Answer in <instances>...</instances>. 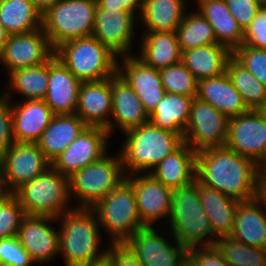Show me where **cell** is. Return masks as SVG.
Here are the masks:
<instances>
[{"mask_svg":"<svg viewBox=\"0 0 266 266\" xmlns=\"http://www.w3.org/2000/svg\"><path fill=\"white\" fill-rule=\"evenodd\" d=\"M196 97L209 103L217 111L227 115L229 118L249 110L241 94L232 84L227 72L217 77L198 81Z\"/></svg>","mask_w":266,"mask_h":266,"instance_id":"484cf974","label":"cell"},{"mask_svg":"<svg viewBox=\"0 0 266 266\" xmlns=\"http://www.w3.org/2000/svg\"><path fill=\"white\" fill-rule=\"evenodd\" d=\"M86 127L76 114L54 115L37 142L39 149L52 164Z\"/></svg>","mask_w":266,"mask_h":266,"instance_id":"f546056e","label":"cell"},{"mask_svg":"<svg viewBox=\"0 0 266 266\" xmlns=\"http://www.w3.org/2000/svg\"><path fill=\"white\" fill-rule=\"evenodd\" d=\"M1 159L5 183L11 193L51 167L37 143L15 142L1 154Z\"/></svg>","mask_w":266,"mask_h":266,"instance_id":"e0dca14e","label":"cell"},{"mask_svg":"<svg viewBox=\"0 0 266 266\" xmlns=\"http://www.w3.org/2000/svg\"><path fill=\"white\" fill-rule=\"evenodd\" d=\"M188 259L195 266H229L215 245L190 248Z\"/></svg>","mask_w":266,"mask_h":266,"instance_id":"bcb514c9","label":"cell"},{"mask_svg":"<svg viewBox=\"0 0 266 266\" xmlns=\"http://www.w3.org/2000/svg\"><path fill=\"white\" fill-rule=\"evenodd\" d=\"M0 22L9 35L42 28V15L30 0H0Z\"/></svg>","mask_w":266,"mask_h":266,"instance_id":"e575fe53","label":"cell"},{"mask_svg":"<svg viewBox=\"0 0 266 266\" xmlns=\"http://www.w3.org/2000/svg\"><path fill=\"white\" fill-rule=\"evenodd\" d=\"M189 0H143L138 18L142 31L176 32L190 7ZM189 4V5H188Z\"/></svg>","mask_w":266,"mask_h":266,"instance_id":"4316f807","label":"cell"},{"mask_svg":"<svg viewBox=\"0 0 266 266\" xmlns=\"http://www.w3.org/2000/svg\"><path fill=\"white\" fill-rule=\"evenodd\" d=\"M136 25H138V18L133 13L96 9L92 36L118 57L134 55L137 49L134 46L135 42H138L136 40L139 32Z\"/></svg>","mask_w":266,"mask_h":266,"instance_id":"4fadbf2b","label":"cell"},{"mask_svg":"<svg viewBox=\"0 0 266 266\" xmlns=\"http://www.w3.org/2000/svg\"><path fill=\"white\" fill-rule=\"evenodd\" d=\"M54 54L42 28L25 34L9 35L4 45L0 66L8 73L40 65Z\"/></svg>","mask_w":266,"mask_h":266,"instance_id":"ac0fdd59","label":"cell"},{"mask_svg":"<svg viewBox=\"0 0 266 266\" xmlns=\"http://www.w3.org/2000/svg\"><path fill=\"white\" fill-rule=\"evenodd\" d=\"M215 246L229 266H266V249L248 246L231 236L219 237Z\"/></svg>","mask_w":266,"mask_h":266,"instance_id":"74e56055","label":"cell"},{"mask_svg":"<svg viewBox=\"0 0 266 266\" xmlns=\"http://www.w3.org/2000/svg\"><path fill=\"white\" fill-rule=\"evenodd\" d=\"M106 257L112 266H142L125 244H110Z\"/></svg>","mask_w":266,"mask_h":266,"instance_id":"7dc6e473","label":"cell"},{"mask_svg":"<svg viewBox=\"0 0 266 266\" xmlns=\"http://www.w3.org/2000/svg\"><path fill=\"white\" fill-rule=\"evenodd\" d=\"M111 137L102 127L87 126L51 166L66 177L98 161L109 152Z\"/></svg>","mask_w":266,"mask_h":266,"instance_id":"9a60e30c","label":"cell"},{"mask_svg":"<svg viewBox=\"0 0 266 266\" xmlns=\"http://www.w3.org/2000/svg\"><path fill=\"white\" fill-rule=\"evenodd\" d=\"M260 168L266 172V160L262 163V165L260 166Z\"/></svg>","mask_w":266,"mask_h":266,"instance_id":"6f0895ef","label":"cell"},{"mask_svg":"<svg viewBox=\"0 0 266 266\" xmlns=\"http://www.w3.org/2000/svg\"><path fill=\"white\" fill-rule=\"evenodd\" d=\"M182 266H195L189 259Z\"/></svg>","mask_w":266,"mask_h":266,"instance_id":"11a10c76","label":"cell"},{"mask_svg":"<svg viewBox=\"0 0 266 266\" xmlns=\"http://www.w3.org/2000/svg\"><path fill=\"white\" fill-rule=\"evenodd\" d=\"M97 9L119 10L133 13L139 18L142 8L143 0H97Z\"/></svg>","mask_w":266,"mask_h":266,"instance_id":"c3c4849f","label":"cell"},{"mask_svg":"<svg viewBox=\"0 0 266 266\" xmlns=\"http://www.w3.org/2000/svg\"><path fill=\"white\" fill-rule=\"evenodd\" d=\"M228 10L243 31L256 17L261 6L254 0H225Z\"/></svg>","mask_w":266,"mask_h":266,"instance_id":"ee69618b","label":"cell"},{"mask_svg":"<svg viewBox=\"0 0 266 266\" xmlns=\"http://www.w3.org/2000/svg\"><path fill=\"white\" fill-rule=\"evenodd\" d=\"M121 156L125 175L149 173L183 143V138L148 121L123 133Z\"/></svg>","mask_w":266,"mask_h":266,"instance_id":"3957f363","label":"cell"},{"mask_svg":"<svg viewBox=\"0 0 266 266\" xmlns=\"http://www.w3.org/2000/svg\"><path fill=\"white\" fill-rule=\"evenodd\" d=\"M199 196L214 235L217 238L230 236L239 201L225 196L216 189L204 186L200 182Z\"/></svg>","mask_w":266,"mask_h":266,"instance_id":"d6a6232c","label":"cell"},{"mask_svg":"<svg viewBox=\"0 0 266 266\" xmlns=\"http://www.w3.org/2000/svg\"><path fill=\"white\" fill-rule=\"evenodd\" d=\"M196 154L187 143H183L148 174L171 189L186 186L196 180Z\"/></svg>","mask_w":266,"mask_h":266,"instance_id":"83f0119b","label":"cell"},{"mask_svg":"<svg viewBox=\"0 0 266 266\" xmlns=\"http://www.w3.org/2000/svg\"><path fill=\"white\" fill-rule=\"evenodd\" d=\"M7 76L5 88L0 91L8 100L20 97L17 101L43 100L48 86V60L37 66L18 68Z\"/></svg>","mask_w":266,"mask_h":266,"instance_id":"4dcf8cb0","label":"cell"},{"mask_svg":"<svg viewBox=\"0 0 266 266\" xmlns=\"http://www.w3.org/2000/svg\"><path fill=\"white\" fill-rule=\"evenodd\" d=\"M14 194L25 215L57 218L74 208L69 195L68 177L52 166L36 178L24 183Z\"/></svg>","mask_w":266,"mask_h":266,"instance_id":"ba28073f","label":"cell"},{"mask_svg":"<svg viewBox=\"0 0 266 266\" xmlns=\"http://www.w3.org/2000/svg\"><path fill=\"white\" fill-rule=\"evenodd\" d=\"M194 3L197 7L194 8L212 25L218 44L232 53L244 44V31L228 10L225 0H195Z\"/></svg>","mask_w":266,"mask_h":266,"instance_id":"d4e9b609","label":"cell"},{"mask_svg":"<svg viewBox=\"0 0 266 266\" xmlns=\"http://www.w3.org/2000/svg\"><path fill=\"white\" fill-rule=\"evenodd\" d=\"M117 73L134 90L150 115L165 94L159 70L145 65L135 55H127L118 58Z\"/></svg>","mask_w":266,"mask_h":266,"instance_id":"d6986e66","label":"cell"},{"mask_svg":"<svg viewBox=\"0 0 266 266\" xmlns=\"http://www.w3.org/2000/svg\"><path fill=\"white\" fill-rule=\"evenodd\" d=\"M229 117L212 105L195 97L190 107L183 141L194 151L223 147L226 143Z\"/></svg>","mask_w":266,"mask_h":266,"instance_id":"8fae6325","label":"cell"},{"mask_svg":"<svg viewBox=\"0 0 266 266\" xmlns=\"http://www.w3.org/2000/svg\"><path fill=\"white\" fill-rule=\"evenodd\" d=\"M165 92L197 96L198 81L182 62L159 70Z\"/></svg>","mask_w":266,"mask_h":266,"instance_id":"f35d334b","label":"cell"},{"mask_svg":"<svg viewBox=\"0 0 266 266\" xmlns=\"http://www.w3.org/2000/svg\"><path fill=\"white\" fill-rule=\"evenodd\" d=\"M230 236L248 246L266 249V210L255 199L238 203Z\"/></svg>","mask_w":266,"mask_h":266,"instance_id":"f1b7e54d","label":"cell"},{"mask_svg":"<svg viewBox=\"0 0 266 266\" xmlns=\"http://www.w3.org/2000/svg\"><path fill=\"white\" fill-rule=\"evenodd\" d=\"M14 143L10 100L0 92V155Z\"/></svg>","mask_w":266,"mask_h":266,"instance_id":"f6af8a7d","label":"cell"},{"mask_svg":"<svg viewBox=\"0 0 266 266\" xmlns=\"http://www.w3.org/2000/svg\"><path fill=\"white\" fill-rule=\"evenodd\" d=\"M231 57L228 48L215 43L183 50L181 62L200 81L224 74Z\"/></svg>","mask_w":266,"mask_h":266,"instance_id":"1f68e13d","label":"cell"},{"mask_svg":"<svg viewBox=\"0 0 266 266\" xmlns=\"http://www.w3.org/2000/svg\"><path fill=\"white\" fill-rule=\"evenodd\" d=\"M244 44L266 49V6L258 10L256 17L244 31Z\"/></svg>","mask_w":266,"mask_h":266,"instance_id":"7bdbcfd3","label":"cell"},{"mask_svg":"<svg viewBox=\"0 0 266 266\" xmlns=\"http://www.w3.org/2000/svg\"><path fill=\"white\" fill-rule=\"evenodd\" d=\"M226 72L250 110H260L266 102V87L233 56L228 60Z\"/></svg>","mask_w":266,"mask_h":266,"instance_id":"d590c367","label":"cell"},{"mask_svg":"<svg viewBox=\"0 0 266 266\" xmlns=\"http://www.w3.org/2000/svg\"><path fill=\"white\" fill-rule=\"evenodd\" d=\"M9 34L6 32L4 26L0 22V59L3 52L4 45L8 39Z\"/></svg>","mask_w":266,"mask_h":266,"instance_id":"f5cc1de1","label":"cell"},{"mask_svg":"<svg viewBox=\"0 0 266 266\" xmlns=\"http://www.w3.org/2000/svg\"><path fill=\"white\" fill-rule=\"evenodd\" d=\"M259 166L227 147H212L196 154V179L239 202L255 198Z\"/></svg>","mask_w":266,"mask_h":266,"instance_id":"6da1fadb","label":"cell"},{"mask_svg":"<svg viewBox=\"0 0 266 266\" xmlns=\"http://www.w3.org/2000/svg\"><path fill=\"white\" fill-rule=\"evenodd\" d=\"M91 209L110 244H124L136 231L146 227L138 214L133 185L127 179Z\"/></svg>","mask_w":266,"mask_h":266,"instance_id":"52a82bcc","label":"cell"},{"mask_svg":"<svg viewBox=\"0 0 266 266\" xmlns=\"http://www.w3.org/2000/svg\"><path fill=\"white\" fill-rule=\"evenodd\" d=\"M15 142L37 143L54 116L44 100L10 101Z\"/></svg>","mask_w":266,"mask_h":266,"instance_id":"603a6c76","label":"cell"},{"mask_svg":"<svg viewBox=\"0 0 266 266\" xmlns=\"http://www.w3.org/2000/svg\"><path fill=\"white\" fill-rule=\"evenodd\" d=\"M125 179L119 152H108L68 177L71 203L74 208H92Z\"/></svg>","mask_w":266,"mask_h":266,"instance_id":"8992f818","label":"cell"},{"mask_svg":"<svg viewBox=\"0 0 266 266\" xmlns=\"http://www.w3.org/2000/svg\"><path fill=\"white\" fill-rule=\"evenodd\" d=\"M112 112V78L82 82L75 114L89 127H102L109 133Z\"/></svg>","mask_w":266,"mask_h":266,"instance_id":"7402d4cb","label":"cell"},{"mask_svg":"<svg viewBox=\"0 0 266 266\" xmlns=\"http://www.w3.org/2000/svg\"><path fill=\"white\" fill-rule=\"evenodd\" d=\"M10 193L11 192L8 190L6 183H5V178H4V173H3V164H2V159L0 155V200L7 197Z\"/></svg>","mask_w":266,"mask_h":266,"instance_id":"816d5d0a","label":"cell"},{"mask_svg":"<svg viewBox=\"0 0 266 266\" xmlns=\"http://www.w3.org/2000/svg\"><path fill=\"white\" fill-rule=\"evenodd\" d=\"M24 216L25 213L14 193L0 200V239L17 236Z\"/></svg>","mask_w":266,"mask_h":266,"instance_id":"ab89813d","label":"cell"},{"mask_svg":"<svg viewBox=\"0 0 266 266\" xmlns=\"http://www.w3.org/2000/svg\"><path fill=\"white\" fill-rule=\"evenodd\" d=\"M189 10L185 13L181 24L176 30L181 52L183 50L217 43L214 30L208 20L196 9Z\"/></svg>","mask_w":266,"mask_h":266,"instance_id":"8d00e7d4","label":"cell"},{"mask_svg":"<svg viewBox=\"0 0 266 266\" xmlns=\"http://www.w3.org/2000/svg\"><path fill=\"white\" fill-rule=\"evenodd\" d=\"M97 3L95 0H59L42 15V29L53 49L77 38L92 36Z\"/></svg>","mask_w":266,"mask_h":266,"instance_id":"9c48e42d","label":"cell"},{"mask_svg":"<svg viewBox=\"0 0 266 266\" xmlns=\"http://www.w3.org/2000/svg\"><path fill=\"white\" fill-rule=\"evenodd\" d=\"M252 159L259 167L266 160V117L260 110H248L229 119L224 145Z\"/></svg>","mask_w":266,"mask_h":266,"instance_id":"7c38bea8","label":"cell"},{"mask_svg":"<svg viewBox=\"0 0 266 266\" xmlns=\"http://www.w3.org/2000/svg\"><path fill=\"white\" fill-rule=\"evenodd\" d=\"M141 39L134 54L145 65L155 69L181 62L182 52L176 32H140ZM138 51V52H137Z\"/></svg>","mask_w":266,"mask_h":266,"instance_id":"cb8c5ba5","label":"cell"},{"mask_svg":"<svg viewBox=\"0 0 266 266\" xmlns=\"http://www.w3.org/2000/svg\"><path fill=\"white\" fill-rule=\"evenodd\" d=\"M193 99L192 96L165 92L162 100L149 115V121L183 138Z\"/></svg>","mask_w":266,"mask_h":266,"instance_id":"836d02e7","label":"cell"},{"mask_svg":"<svg viewBox=\"0 0 266 266\" xmlns=\"http://www.w3.org/2000/svg\"><path fill=\"white\" fill-rule=\"evenodd\" d=\"M260 111L264 114V116L266 117V102L264 104V106L260 109Z\"/></svg>","mask_w":266,"mask_h":266,"instance_id":"9f6ffc18","label":"cell"},{"mask_svg":"<svg viewBox=\"0 0 266 266\" xmlns=\"http://www.w3.org/2000/svg\"><path fill=\"white\" fill-rule=\"evenodd\" d=\"M35 8L43 15L49 8L54 6L59 0H30Z\"/></svg>","mask_w":266,"mask_h":266,"instance_id":"f907efd6","label":"cell"},{"mask_svg":"<svg viewBox=\"0 0 266 266\" xmlns=\"http://www.w3.org/2000/svg\"><path fill=\"white\" fill-rule=\"evenodd\" d=\"M149 121V114L129 84L117 73L112 77V112L109 135L124 133Z\"/></svg>","mask_w":266,"mask_h":266,"instance_id":"44dd1931","label":"cell"},{"mask_svg":"<svg viewBox=\"0 0 266 266\" xmlns=\"http://www.w3.org/2000/svg\"><path fill=\"white\" fill-rule=\"evenodd\" d=\"M17 238L36 266L59 257V226L55 217L25 215Z\"/></svg>","mask_w":266,"mask_h":266,"instance_id":"5bb4252c","label":"cell"},{"mask_svg":"<svg viewBox=\"0 0 266 266\" xmlns=\"http://www.w3.org/2000/svg\"><path fill=\"white\" fill-rule=\"evenodd\" d=\"M162 228L146 226L124 243L142 266H182L188 259V249Z\"/></svg>","mask_w":266,"mask_h":266,"instance_id":"30bf717a","label":"cell"},{"mask_svg":"<svg viewBox=\"0 0 266 266\" xmlns=\"http://www.w3.org/2000/svg\"><path fill=\"white\" fill-rule=\"evenodd\" d=\"M81 84L55 54L48 59V86L43 100L54 115L75 114Z\"/></svg>","mask_w":266,"mask_h":266,"instance_id":"ffe728a7","label":"cell"},{"mask_svg":"<svg viewBox=\"0 0 266 266\" xmlns=\"http://www.w3.org/2000/svg\"><path fill=\"white\" fill-rule=\"evenodd\" d=\"M166 229L186 249L214 246L217 237L203 209L199 181L172 189L171 212Z\"/></svg>","mask_w":266,"mask_h":266,"instance_id":"277c9868","label":"cell"},{"mask_svg":"<svg viewBox=\"0 0 266 266\" xmlns=\"http://www.w3.org/2000/svg\"><path fill=\"white\" fill-rule=\"evenodd\" d=\"M232 56L266 87V49L239 46Z\"/></svg>","mask_w":266,"mask_h":266,"instance_id":"60d3db41","label":"cell"},{"mask_svg":"<svg viewBox=\"0 0 266 266\" xmlns=\"http://www.w3.org/2000/svg\"><path fill=\"white\" fill-rule=\"evenodd\" d=\"M34 264L17 236L0 239V266H32Z\"/></svg>","mask_w":266,"mask_h":266,"instance_id":"b9f144b4","label":"cell"},{"mask_svg":"<svg viewBox=\"0 0 266 266\" xmlns=\"http://www.w3.org/2000/svg\"><path fill=\"white\" fill-rule=\"evenodd\" d=\"M256 3H258L261 7L266 6V0H254Z\"/></svg>","mask_w":266,"mask_h":266,"instance_id":"db71d44e","label":"cell"},{"mask_svg":"<svg viewBox=\"0 0 266 266\" xmlns=\"http://www.w3.org/2000/svg\"><path fill=\"white\" fill-rule=\"evenodd\" d=\"M254 199L266 210V172L260 167L256 175Z\"/></svg>","mask_w":266,"mask_h":266,"instance_id":"681fc988","label":"cell"},{"mask_svg":"<svg viewBox=\"0 0 266 266\" xmlns=\"http://www.w3.org/2000/svg\"><path fill=\"white\" fill-rule=\"evenodd\" d=\"M55 56L80 81H101L117 74L118 56L94 36L66 41Z\"/></svg>","mask_w":266,"mask_h":266,"instance_id":"5b68a950","label":"cell"},{"mask_svg":"<svg viewBox=\"0 0 266 266\" xmlns=\"http://www.w3.org/2000/svg\"><path fill=\"white\" fill-rule=\"evenodd\" d=\"M56 219L64 266H84L106 257L110 242H102L104 232L91 208H73Z\"/></svg>","mask_w":266,"mask_h":266,"instance_id":"7a4b0ae2","label":"cell"},{"mask_svg":"<svg viewBox=\"0 0 266 266\" xmlns=\"http://www.w3.org/2000/svg\"><path fill=\"white\" fill-rule=\"evenodd\" d=\"M133 185L137 210L145 226L159 227L167 224L172 202V189L154 179L148 173L126 176Z\"/></svg>","mask_w":266,"mask_h":266,"instance_id":"2e32d148","label":"cell"}]
</instances>
